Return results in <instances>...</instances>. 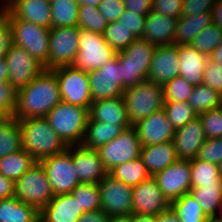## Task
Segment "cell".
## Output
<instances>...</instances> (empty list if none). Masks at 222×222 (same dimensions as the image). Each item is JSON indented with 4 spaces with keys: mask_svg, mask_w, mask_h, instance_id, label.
<instances>
[{
    "mask_svg": "<svg viewBox=\"0 0 222 222\" xmlns=\"http://www.w3.org/2000/svg\"><path fill=\"white\" fill-rule=\"evenodd\" d=\"M212 23V12H202L199 15L192 16H181L177 20L174 45L191 44L195 36Z\"/></svg>",
    "mask_w": 222,
    "mask_h": 222,
    "instance_id": "f1b7e54d",
    "label": "cell"
},
{
    "mask_svg": "<svg viewBox=\"0 0 222 222\" xmlns=\"http://www.w3.org/2000/svg\"><path fill=\"white\" fill-rule=\"evenodd\" d=\"M17 90L8 82L0 83V110L6 116H13L16 109Z\"/></svg>",
    "mask_w": 222,
    "mask_h": 222,
    "instance_id": "c3c4849f",
    "label": "cell"
},
{
    "mask_svg": "<svg viewBox=\"0 0 222 222\" xmlns=\"http://www.w3.org/2000/svg\"><path fill=\"white\" fill-rule=\"evenodd\" d=\"M214 219L217 221V222H222V200L219 204V208H218V211H217V214L216 216L214 217Z\"/></svg>",
    "mask_w": 222,
    "mask_h": 222,
    "instance_id": "003e7915",
    "label": "cell"
},
{
    "mask_svg": "<svg viewBox=\"0 0 222 222\" xmlns=\"http://www.w3.org/2000/svg\"><path fill=\"white\" fill-rule=\"evenodd\" d=\"M109 216L102 210L86 212L82 214L77 222H107Z\"/></svg>",
    "mask_w": 222,
    "mask_h": 222,
    "instance_id": "9f6ffc18",
    "label": "cell"
},
{
    "mask_svg": "<svg viewBox=\"0 0 222 222\" xmlns=\"http://www.w3.org/2000/svg\"><path fill=\"white\" fill-rule=\"evenodd\" d=\"M51 7V28L77 26L79 5L76 0H53Z\"/></svg>",
    "mask_w": 222,
    "mask_h": 222,
    "instance_id": "e575fe53",
    "label": "cell"
},
{
    "mask_svg": "<svg viewBox=\"0 0 222 222\" xmlns=\"http://www.w3.org/2000/svg\"><path fill=\"white\" fill-rule=\"evenodd\" d=\"M130 127L131 125H113L106 122L94 121L89 117L81 145L86 148L98 149Z\"/></svg>",
    "mask_w": 222,
    "mask_h": 222,
    "instance_id": "83f0119b",
    "label": "cell"
},
{
    "mask_svg": "<svg viewBox=\"0 0 222 222\" xmlns=\"http://www.w3.org/2000/svg\"><path fill=\"white\" fill-rule=\"evenodd\" d=\"M141 148L137 131L131 126L109 143L100 146L97 151L105 169L109 172L119 164L140 157Z\"/></svg>",
    "mask_w": 222,
    "mask_h": 222,
    "instance_id": "7c38bea8",
    "label": "cell"
},
{
    "mask_svg": "<svg viewBox=\"0 0 222 222\" xmlns=\"http://www.w3.org/2000/svg\"><path fill=\"white\" fill-rule=\"evenodd\" d=\"M9 0H0V6H4Z\"/></svg>",
    "mask_w": 222,
    "mask_h": 222,
    "instance_id": "89a4df30",
    "label": "cell"
},
{
    "mask_svg": "<svg viewBox=\"0 0 222 222\" xmlns=\"http://www.w3.org/2000/svg\"><path fill=\"white\" fill-rule=\"evenodd\" d=\"M196 158L218 165L222 161V138L206 139Z\"/></svg>",
    "mask_w": 222,
    "mask_h": 222,
    "instance_id": "7dc6e473",
    "label": "cell"
},
{
    "mask_svg": "<svg viewBox=\"0 0 222 222\" xmlns=\"http://www.w3.org/2000/svg\"><path fill=\"white\" fill-rule=\"evenodd\" d=\"M202 84L222 94V66L219 63H215L208 58Z\"/></svg>",
    "mask_w": 222,
    "mask_h": 222,
    "instance_id": "681fc988",
    "label": "cell"
},
{
    "mask_svg": "<svg viewBox=\"0 0 222 222\" xmlns=\"http://www.w3.org/2000/svg\"><path fill=\"white\" fill-rule=\"evenodd\" d=\"M191 188L203 186H222L218 165L198 158L190 160Z\"/></svg>",
    "mask_w": 222,
    "mask_h": 222,
    "instance_id": "d6a6232c",
    "label": "cell"
},
{
    "mask_svg": "<svg viewBox=\"0 0 222 222\" xmlns=\"http://www.w3.org/2000/svg\"><path fill=\"white\" fill-rule=\"evenodd\" d=\"M46 171L54 195L71 193L78 184L79 177L72 158V146L59 154L40 161Z\"/></svg>",
    "mask_w": 222,
    "mask_h": 222,
    "instance_id": "9c48e42d",
    "label": "cell"
},
{
    "mask_svg": "<svg viewBox=\"0 0 222 222\" xmlns=\"http://www.w3.org/2000/svg\"><path fill=\"white\" fill-rule=\"evenodd\" d=\"M205 138H222V111L219 108L199 114Z\"/></svg>",
    "mask_w": 222,
    "mask_h": 222,
    "instance_id": "f6af8a7d",
    "label": "cell"
},
{
    "mask_svg": "<svg viewBox=\"0 0 222 222\" xmlns=\"http://www.w3.org/2000/svg\"><path fill=\"white\" fill-rule=\"evenodd\" d=\"M131 222H155V216L132 213Z\"/></svg>",
    "mask_w": 222,
    "mask_h": 222,
    "instance_id": "be15d7a7",
    "label": "cell"
},
{
    "mask_svg": "<svg viewBox=\"0 0 222 222\" xmlns=\"http://www.w3.org/2000/svg\"><path fill=\"white\" fill-rule=\"evenodd\" d=\"M163 109L175 130L198 116L188 102H164Z\"/></svg>",
    "mask_w": 222,
    "mask_h": 222,
    "instance_id": "b9f144b4",
    "label": "cell"
},
{
    "mask_svg": "<svg viewBox=\"0 0 222 222\" xmlns=\"http://www.w3.org/2000/svg\"><path fill=\"white\" fill-rule=\"evenodd\" d=\"M123 98L131 126L164 107L163 86L148 79L125 89Z\"/></svg>",
    "mask_w": 222,
    "mask_h": 222,
    "instance_id": "5b68a950",
    "label": "cell"
},
{
    "mask_svg": "<svg viewBox=\"0 0 222 222\" xmlns=\"http://www.w3.org/2000/svg\"><path fill=\"white\" fill-rule=\"evenodd\" d=\"M67 146L81 145L89 109L60 101L45 117Z\"/></svg>",
    "mask_w": 222,
    "mask_h": 222,
    "instance_id": "3957f363",
    "label": "cell"
},
{
    "mask_svg": "<svg viewBox=\"0 0 222 222\" xmlns=\"http://www.w3.org/2000/svg\"><path fill=\"white\" fill-rule=\"evenodd\" d=\"M213 23L222 30V0H216L212 8Z\"/></svg>",
    "mask_w": 222,
    "mask_h": 222,
    "instance_id": "91938a15",
    "label": "cell"
},
{
    "mask_svg": "<svg viewBox=\"0 0 222 222\" xmlns=\"http://www.w3.org/2000/svg\"><path fill=\"white\" fill-rule=\"evenodd\" d=\"M216 0H183L181 16L199 15L202 12H212Z\"/></svg>",
    "mask_w": 222,
    "mask_h": 222,
    "instance_id": "db71d44e",
    "label": "cell"
},
{
    "mask_svg": "<svg viewBox=\"0 0 222 222\" xmlns=\"http://www.w3.org/2000/svg\"><path fill=\"white\" fill-rule=\"evenodd\" d=\"M14 196L35 207L39 212L52 200L54 194L45 169L36 162L15 181Z\"/></svg>",
    "mask_w": 222,
    "mask_h": 222,
    "instance_id": "52a82bcc",
    "label": "cell"
},
{
    "mask_svg": "<svg viewBox=\"0 0 222 222\" xmlns=\"http://www.w3.org/2000/svg\"><path fill=\"white\" fill-rule=\"evenodd\" d=\"M205 222H217L214 218H209L208 220H206Z\"/></svg>",
    "mask_w": 222,
    "mask_h": 222,
    "instance_id": "8c879c8a",
    "label": "cell"
},
{
    "mask_svg": "<svg viewBox=\"0 0 222 222\" xmlns=\"http://www.w3.org/2000/svg\"><path fill=\"white\" fill-rule=\"evenodd\" d=\"M108 173L132 188L150 177L141 157L119 164Z\"/></svg>",
    "mask_w": 222,
    "mask_h": 222,
    "instance_id": "836d02e7",
    "label": "cell"
},
{
    "mask_svg": "<svg viewBox=\"0 0 222 222\" xmlns=\"http://www.w3.org/2000/svg\"><path fill=\"white\" fill-rule=\"evenodd\" d=\"M107 25L108 22L99 12L98 7L89 5L79 6L77 26L80 29L103 35Z\"/></svg>",
    "mask_w": 222,
    "mask_h": 222,
    "instance_id": "60d3db41",
    "label": "cell"
},
{
    "mask_svg": "<svg viewBox=\"0 0 222 222\" xmlns=\"http://www.w3.org/2000/svg\"><path fill=\"white\" fill-rule=\"evenodd\" d=\"M101 209L108 216L131 215L133 213V188L107 174L98 183Z\"/></svg>",
    "mask_w": 222,
    "mask_h": 222,
    "instance_id": "4fadbf2b",
    "label": "cell"
},
{
    "mask_svg": "<svg viewBox=\"0 0 222 222\" xmlns=\"http://www.w3.org/2000/svg\"><path fill=\"white\" fill-rule=\"evenodd\" d=\"M221 38L222 30L218 25L212 23L200 31L190 45L197 51L209 56L218 47Z\"/></svg>",
    "mask_w": 222,
    "mask_h": 222,
    "instance_id": "7bdbcfd3",
    "label": "cell"
},
{
    "mask_svg": "<svg viewBox=\"0 0 222 222\" xmlns=\"http://www.w3.org/2000/svg\"><path fill=\"white\" fill-rule=\"evenodd\" d=\"M170 207L180 218L181 222H205L209 219L204 214L202 206L190 192L172 201Z\"/></svg>",
    "mask_w": 222,
    "mask_h": 222,
    "instance_id": "d590c367",
    "label": "cell"
},
{
    "mask_svg": "<svg viewBox=\"0 0 222 222\" xmlns=\"http://www.w3.org/2000/svg\"><path fill=\"white\" fill-rule=\"evenodd\" d=\"M72 158L80 183L98 184L108 174L97 149L72 145Z\"/></svg>",
    "mask_w": 222,
    "mask_h": 222,
    "instance_id": "44dd1931",
    "label": "cell"
},
{
    "mask_svg": "<svg viewBox=\"0 0 222 222\" xmlns=\"http://www.w3.org/2000/svg\"><path fill=\"white\" fill-rule=\"evenodd\" d=\"M61 101L58 80L52 69L43 71L17 90L14 117L18 120L46 117Z\"/></svg>",
    "mask_w": 222,
    "mask_h": 222,
    "instance_id": "6da1fadb",
    "label": "cell"
},
{
    "mask_svg": "<svg viewBox=\"0 0 222 222\" xmlns=\"http://www.w3.org/2000/svg\"><path fill=\"white\" fill-rule=\"evenodd\" d=\"M80 208L86 212L101 209L100 189L98 184L80 183L71 192Z\"/></svg>",
    "mask_w": 222,
    "mask_h": 222,
    "instance_id": "f35d334b",
    "label": "cell"
},
{
    "mask_svg": "<svg viewBox=\"0 0 222 222\" xmlns=\"http://www.w3.org/2000/svg\"><path fill=\"white\" fill-rule=\"evenodd\" d=\"M208 58L215 62V63H219L222 66V38L219 42V45L217 48H215L211 54L208 56Z\"/></svg>",
    "mask_w": 222,
    "mask_h": 222,
    "instance_id": "94428289",
    "label": "cell"
},
{
    "mask_svg": "<svg viewBox=\"0 0 222 222\" xmlns=\"http://www.w3.org/2000/svg\"><path fill=\"white\" fill-rule=\"evenodd\" d=\"M13 44L8 9L5 6H0V57H5Z\"/></svg>",
    "mask_w": 222,
    "mask_h": 222,
    "instance_id": "bcb514c9",
    "label": "cell"
},
{
    "mask_svg": "<svg viewBox=\"0 0 222 222\" xmlns=\"http://www.w3.org/2000/svg\"><path fill=\"white\" fill-rule=\"evenodd\" d=\"M103 36L116 52L126 49L136 39L130 29L119 21L108 23Z\"/></svg>",
    "mask_w": 222,
    "mask_h": 222,
    "instance_id": "ab89813d",
    "label": "cell"
},
{
    "mask_svg": "<svg viewBox=\"0 0 222 222\" xmlns=\"http://www.w3.org/2000/svg\"><path fill=\"white\" fill-rule=\"evenodd\" d=\"M193 89L194 85L177 76L163 85L164 102H188Z\"/></svg>",
    "mask_w": 222,
    "mask_h": 222,
    "instance_id": "ee69618b",
    "label": "cell"
},
{
    "mask_svg": "<svg viewBox=\"0 0 222 222\" xmlns=\"http://www.w3.org/2000/svg\"><path fill=\"white\" fill-rule=\"evenodd\" d=\"M133 127L137 131L142 146L172 141L175 135V129L168 120L164 109L154 112Z\"/></svg>",
    "mask_w": 222,
    "mask_h": 222,
    "instance_id": "ac0fdd59",
    "label": "cell"
},
{
    "mask_svg": "<svg viewBox=\"0 0 222 222\" xmlns=\"http://www.w3.org/2000/svg\"><path fill=\"white\" fill-rule=\"evenodd\" d=\"M92 101L123 96L121 64L115 57L106 61L101 68L88 72Z\"/></svg>",
    "mask_w": 222,
    "mask_h": 222,
    "instance_id": "5bb4252c",
    "label": "cell"
},
{
    "mask_svg": "<svg viewBox=\"0 0 222 222\" xmlns=\"http://www.w3.org/2000/svg\"><path fill=\"white\" fill-rule=\"evenodd\" d=\"M16 18L51 29V7L48 0H9L4 5Z\"/></svg>",
    "mask_w": 222,
    "mask_h": 222,
    "instance_id": "7402d4cb",
    "label": "cell"
},
{
    "mask_svg": "<svg viewBox=\"0 0 222 222\" xmlns=\"http://www.w3.org/2000/svg\"><path fill=\"white\" fill-rule=\"evenodd\" d=\"M219 109L222 111V98H221V101H220V104H219Z\"/></svg>",
    "mask_w": 222,
    "mask_h": 222,
    "instance_id": "753ad0ef",
    "label": "cell"
},
{
    "mask_svg": "<svg viewBox=\"0 0 222 222\" xmlns=\"http://www.w3.org/2000/svg\"><path fill=\"white\" fill-rule=\"evenodd\" d=\"M205 140L204 128L198 115L182 128L175 130L172 141L177 158L195 159Z\"/></svg>",
    "mask_w": 222,
    "mask_h": 222,
    "instance_id": "d6986e66",
    "label": "cell"
},
{
    "mask_svg": "<svg viewBox=\"0 0 222 222\" xmlns=\"http://www.w3.org/2000/svg\"><path fill=\"white\" fill-rule=\"evenodd\" d=\"M99 12L108 23L118 21L125 11L123 0H102L98 5Z\"/></svg>",
    "mask_w": 222,
    "mask_h": 222,
    "instance_id": "f5cc1de1",
    "label": "cell"
},
{
    "mask_svg": "<svg viewBox=\"0 0 222 222\" xmlns=\"http://www.w3.org/2000/svg\"><path fill=\"white\" fill-rule=\"evenodd\" d=\"M177 45L156 46L147 79L159 85L179 76Z\"/></svg>",
    "mask_w": 222,
    "mask_h": 222,
    "instance_id": "ffe728a7",
    "label": "cell"
},
{
    "mask_svg": "<svg viewBox=\"0 0 222 222\" xmlns=\"http://www.w3.org/2000/svg\"><path fill=\"white\" fill-rule=\"evenodd\" d=\"M23 149L36 162L64 152L68 146L49 125L45 117L18 120Z\"/></svg>",
    "mask_w": 222,
    "mask_h": 222,
    "instance_id": "7a4b0ae2",
    "label": "cell"
},
{
    "mask_svg": "<svg viewBox=\"0 0 222 222\" xmlns=\"http://www.w3.org/2000/svg\"><path fill=\"white\" fill-rule=\"evenodd\" d=\"M23 149L19 121L6 116L0 121V158Z\"/></svg>",
    "mask_w": 222,
    "mask_h": 222,
    "instance_id": "4dcf8cb0",
    "label": "cell"
},
{
    "mask_svg": "<svg viewBox=\"0 0 222 222\" xmlns=\"http://www.w3.org/2000/svg\"><path fill=\"white\" fill-rule=\"evenodd\" d=\"M5 117H6V115L0 110V121Z\"/></svg>",
    "mask_w": 222,
    "mask_h": 222,
    "instance_id": "2644e50d",
    "label": "cell"
},
{
    "mask_svg": "<svg viewBox=\"0 0 222 222\" xmlns=\"http://www.w3.org/2000/svg\"><path fill=\"white\" fill-rule=\"evenodd\" d=\"M118 21L130 29L136 38H142L146 15L136 14L135 12L125 9Z\"/></svg>",
    "mask_w": 222,
    "mask_h": 222,
    "instance_id": "f907efd6",
    "label": "cell"
},
{
    "mask_svg": "<svg viewBox=\"0 0 222 222\" xmlns=\"http://www.w3.org/2000/svg\"><path fill=\"white\" fill-rule=\"evenodd\" d=\"M132 200L133 213L141 215L157 216L171 206L153 176L133 187Z\"/></svg>",
    "mask_w": 222,
    "mask_h": 222,
    "instance_id": "e0dca14e",
    "label": "cell"
},
{
    "mask_svg": "<svg viewBox=\"0 0 222 222\" xmlns=\"http://www.w3.org/2000/svg\"><path fill=\"white\" fill-rule=\"evenodd\" d=\"M155 222H181L180 218L170 207L168 210L155 216Z\"/></svg>",
    "mask_w": 222,
    "mask_h": 222,
    "instance_id": "680465c9",
    "label": "cell"
},
{
    "mask_svg": "<svg viewBox=\"0 0 222 222\" xmlns=\"http://www.w3.org/2000/svg\"><path fill=\"white\" fill-rule=\"evenodd\" d=\"M8 81V68L5 57H0V83Z\"/></svg>",
    "mask_w": 222,
    "mask_h": 222,
    "instance_id": "6125c7cd",
    "label": "cell"
},
{
    "mask_svg": "<svg viewBox=\"0 0 222 222\" xmlns=\"http://www.w3.org/2000/svg\"><path fill=\"white\" fill-rule=\"evenodd\" d=\"M152 2L153 0H123L126 10L146 16L152 11Z\"/></svg>",
    "mask_w": 222,
    "mask_h": 222,
    "instance_id": "11a10c76",
    "label": "cell"
},
{
    "mask_svg": "<svg viewBox=\"0 0 222 222\" xmlns=\"http://www.w3.org/2000/svg\"><path fill=\"white\" fill-rule=\"evenodd\" d=\"M76 1L79 6L89 5V6L98 7V5L102 0H76Z\"/></svg>",
    "mask_w": 222,
    "mask_h": 222,
    "instance_id": "03108f58",
    "label": "cell"
},
{
    "mask_svg": "<svg viewBox=\"0 0 222 222\" xmlns=\"http://www.w3.org/2000/svg\"><path fill=\"white\" fill-rule=\"evenodd\" d=\"M89 117L113 125H131L123 96L94 101L89 109Z\"/></svg>",
    "mask_w": 222,
    "mask_h": 222,
    "instance_id": "484cf974",
    "label": "cell"
},
{
    "mask_svg": "<svg viewBox=\"0 0 222 222\" xmlns=\"http://www.w3.org/2000/svg\"><path fill=\"white\" fill-rule=\"evenodd\" d=\"M40 212L11 196L0 200V222H38Z\"/></svg>",
    "mask_w": 222,
    "mask_h": 222,
    "instance_id": "f546056e",
    "label": "cell"
},
{
    "mask_svg": "<svg viewBox=\"0 0 222 222\" xmlns=\"http://www.w3.org/2000/svg\"><path fill=\"white\" fill-rule=\"evenodd\" d=\"M80 30L78 26L50 29L48 65L44 69L73 65L79 50Z\"/></svg>",
    "mask_w": 222,
    "mask_h": 222,
    "instance_id": "8fae6325",
    "label": "cell"
},
{
    "mask_svg": "<svg viewBox=\"0 0 222 222\" xmlns=\"http://www.w3.org/2000/svg\"><path fill=\"white\" fill-rule=\"evenodd\" d=\"M190 193L202 206V210L208 218H214L216 216L222 200V186L191 188Z\"/></svg>",
    "mask_w": 222,
    "mask_h": 222,
    "instance_id": "74e56055",
    "label": "cell"
},
{
    "mask_svg": "<svg viewBox=\"0 0 222 222\" xmlns=\"http://www.w3.org/2000/svg\"><path fill=\"white\" fill-rule=\"evenodd\" d=\"M117 52L105 41L104 36L87 30H80L79 50L73 66L85 72L101 68L116 57Z\"/></svg>",
    "mask_w": 222,
    "mask_h": 222,
    "instance_id": "30bf717a",
    "label": "cell"
},
{
    "mask_svg": "<svg viewBox=\"0 0 222 222\" xmlns=\"http://www.w3.org/2000/svg\"><path fill=\"white\" fill-rule=\"evenodd\" d=\"M177 18L151 11L146 16L142 38L156 46L174 44Z\"/></svg>",
    "mask_w": 222,
    "mask_h": 222,
    "instance_id": "cb8c5ba5",
    "label": "cell"
},
{
    "mask_svg": "<svg viewBox=\"0 0 222 222\" xmlns=\"http://www.w3.org/2000/svg\"><path fill=\"white\" fill-rule=\"evenodd\" d=\"M35 163V159L21 149L0 158V173L15 182Z\"/></svg>",
    "mask_w": 222,
    "mask_h": 222,
    "instance_id": "1f68e13d",
    "label": "cell"
},
{
    "mask_svg": "<svg viewBox=\"0 0 222 222\" xmlns=\"http://www.w3.org/2000/svg\"><path fill=\"white\" fill-rule=\"evenodd\" d=\"M84 213L71 193L54 195L40 211V220L42 222H77Z\"/></svg>",
    "mask_w": 222,
    "mask_h": 222,
    "instance_id": "603a6c76",
    "label": "cell"
},
{
    "mask_svg": "<svg viewBox=\"0 0 222 222\" xmlns=\"http://www.w3.org/2000/svg\"><path fill=\"white\" fill-rule=\"evenodd\" d=\"M140 157L150 176L166 169L178 159L173 141L142 146Z\"/></svg>",
    "mask_w": 222,
    "mask_h": 222,
    "instance_id": "4316f807",
    "label": "cell"
},
{
    "mask_svg": "<svg viewBox=\"0 0 222 222\" xmlns=\"http://www.w3.org/2000/svg\"><path fill=\"white\" fill-rule=\"evenodd\" d=\"M183 0H153L152 11L164 16L181 17Z\"/></svg>",
    "mask_w": 222,
    "mask_h": 222,
    "instance_id": "816d5d0a",
    "label": "cell"
},
{
    "mask_svg": "<svg viewBox=\"0 0 222 222\" xmlns=\"http://www.w3.org/2000/svg\"><path fill=\"white\" fill-rule=\"evenodd\" d=\"M13 42L24 48L44 68L48 65L50 29L16 18L8 10Z\"/></svg>",
    "mask_w": 222,
    "mask_h": 222,
    "instance_id": "8992f818",
    "label": "cell"
},
{
    "mask_svg": "<svg viewBox=\"0 0 222 222\" xmlns=\"http://www.w3.org/2000/svg\"><path fill=\"white\" fill-rule=\"evenodd\" d=\"M8 82L16 89L27 86L44 69L24 48L12 45L5 56Z\"/></svg>",
    "mask_w": 222,
    "mask_h": 222,
    "instance_id": "9a60e30c",
    "label": "cell"
},
{
    "mask_svg": "<svg viewBox=\"0 0 222 222\" xmlns=\"http://www.w3.org/2000/svg\"><path fill=\"white\" fill-rule=\"evenodd\" d=\"M15 182L0 173V200L14 196Z\"/></svg>",
    "mask_w": 222,
    "mask_h": 222,
    "instance_id": "6f0895ef",
    "label": "cell"
},
{
    "mask_svg": "<svg viewBox=\"0 0 222 222\" xmlns=\"http://www.w3.org/2000/svg\"><path fill=\"white\" fill-rule=\"evenodd\" d=\"M218 171H219V174H220L221 180H222V161L218 164Z\"/></svg>",
    "mask_w": 222,
    "mask_h": 222,
    "instance_id": "a7ac6f4b",
    "label": "cell"
},
{
    "mask_svg": "<svg viewBox=\"0 0 222 222\" xmlns=\"http://www.w3.org/2000/svg\"><path fill=\"white\" fill-rule=\"evenodd\" d=\"M179 76L192 85L202 84L208 56L197 51L192 45H179Z\"/></svg>",
    "mask_w": 222,
    "mask_h": 222,
    "instance_id": "d4e9b609",
    "label": "cell"
},
{
    "mask_svg": "<svg viewBox=\"0 0 222 222\" xmlns=\"http://www.w3.org/2000/svg\"><path fill=\"white\" fill-rule=\"evenodd\" d=\"M107 222H131V215L109 216Z\"/></svg>",
    "mask_w": 222,
    "mask_h": 222,
    "instance_id": "e7e4bbea",
    "label": "cell"
},
{
    "mask_svg": "<svg viewBox=\"0 0 222 222\" xmlns=\"http://www.w3.org/2000/svg\"><path fill=\"white\" fill-rule=\"evenodd\" d=\"M222 94L204 84L194 86L188 104L199 115L202 112L219 108Z\"/></svg>",
    "mask_w": 222,
    "mask_h": 222,
    "instance_id": "8d00e7d4",
    "label": "cell"
},
{
    "mask_svg": "<svg viewBox=\"0 0 222 222\" xmlns=\"http://www.w3.org/2000/svg\"><path fill=\"white\" fill-rule=\"evenodd\" d=\"M153 177L157 181L163 195L171 203L185 193L190 192V160L177 159L173 164L156 173Z\"/></svg>",
    "mask_w": 222,
    "mask_h": 222,
    "instance_id": "2e32d148",
    "label": "cell"
},
{
    "mask_svg": "<svg viewBox=\"0 0 222 222\" xmlns=\"http://www.w3.org/2000/svg\"><path fill=\"white\" fill-rule=\"evenodd\" d=\"M155 49L156 45L143 38H136L126 49L117 52L124 90L147 80Z\"/></svg>",
    "mask_w": 222,
    "mask_h": 222,
    "instance_id": "277c9868",
    "label": "cell"
},
{
    "mask_svg": "<svg viewBox=\"0 0 222 222\" xmlns=\"http://www.w3.org/2000/svg\"><path fill=\"white\" fill-rule=\"evenodd\" d=\"M59 84L61 100L72 105L90 109L93 103L88 72L73 65L52 69Z\"/></svg>",
    "mask_w": 222,
    "mask_h": 222,
    "instance_id": "ba28073f",
    "label": "cell"
}]
</instances>
